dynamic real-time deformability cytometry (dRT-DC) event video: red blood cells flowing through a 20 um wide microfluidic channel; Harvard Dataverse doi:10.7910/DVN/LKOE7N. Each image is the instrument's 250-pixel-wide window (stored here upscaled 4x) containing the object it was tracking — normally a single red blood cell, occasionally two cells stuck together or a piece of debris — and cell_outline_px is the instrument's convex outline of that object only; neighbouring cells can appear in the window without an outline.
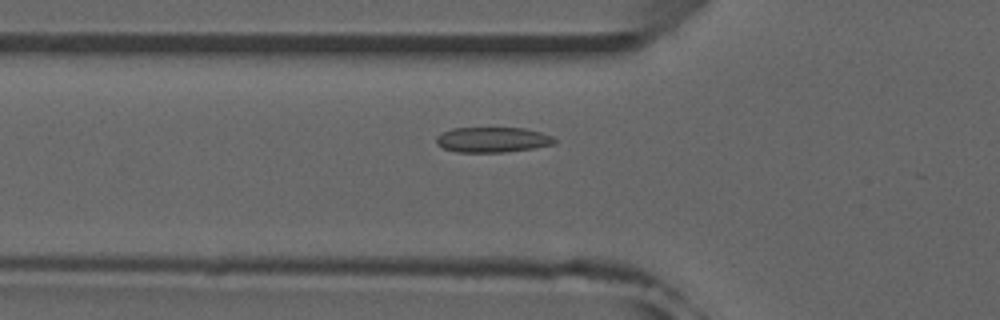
{"species": "common noctule bat (a hibernating species)", "species_latin": "Nyctalus noctula", "temperature_condition": "room temperature", "stored_images_in_passage": 10, "camera_frame_rate_fps": 3000, "um_per_image_px": 0.085, "animal": {"sex": "male", "forearm_length_mm": 52.5}, "frame": {"image": 1, "passage_image": 8, "time_ms": 2.333, "image_size_px": [1000, 320], "cell_outline_px": [[556, 144], [532, 148], [504, 152], [456, 152], [444, 148], [436, 144], [436, 136], [452, 128], [524, 128], [540, 132], [552, 136], [556, 140]], "centroid_in_image_um": [41.86, 11.88], "position_along_channel_um": 83.9, "area_um2": 17.34}}